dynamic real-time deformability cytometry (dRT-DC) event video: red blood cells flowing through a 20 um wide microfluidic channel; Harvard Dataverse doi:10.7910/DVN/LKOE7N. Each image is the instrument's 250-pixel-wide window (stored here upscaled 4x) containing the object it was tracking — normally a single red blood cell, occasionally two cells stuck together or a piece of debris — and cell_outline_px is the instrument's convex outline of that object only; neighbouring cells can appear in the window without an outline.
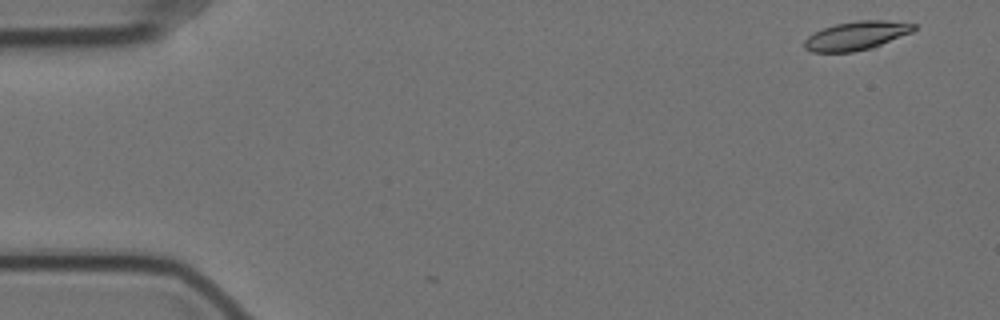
{"species": "Egyptian fruit bat (a non-hibernating species)", "species_latin": "Rousettus aegyptiacus", "temperature_condition": "cold", "stored_images_in_passage": 3, "camera_frame_rate_fps": 3000, "um_per_image_px": 0.085, "animal": {"sex": "female"}, "frame": {"image": 1, "passage_image": 1, "time_ms": 0.0, "image_size_px": [1000, 320], "cell_outline_px": [[916, 28], [912, 32], [872, 48], [852, 52], [812, 52], [804, 48], [804, 40], [808, 36], [824, 28], [836, 24], [860, 20], [884, 20], [916, 24]], "centroid_in_image_um": [72.79, 3.04], "position_along_channel_um": 12.2, "area_um2": 18.15}}